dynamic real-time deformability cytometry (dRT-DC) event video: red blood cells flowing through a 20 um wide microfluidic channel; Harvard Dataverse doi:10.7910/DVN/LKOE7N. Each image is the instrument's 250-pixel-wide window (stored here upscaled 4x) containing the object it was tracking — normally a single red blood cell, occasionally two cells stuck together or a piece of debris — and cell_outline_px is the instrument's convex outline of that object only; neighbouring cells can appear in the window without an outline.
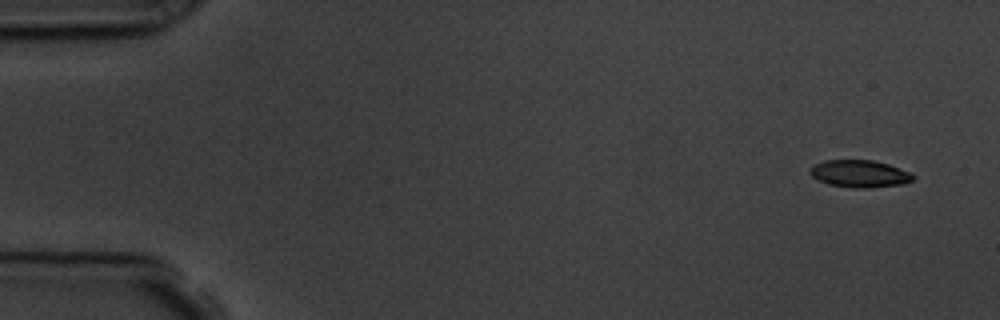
{"species": "common noctule bat (a hibernating species)", "species_latin": "Nyctalus noctula", "temperature_condition": "room temperature", "stored_images_in_passage": 5, "camera_frame_rate_fps": 3000, "um_per_image_px": 0.085, "animal": {"sex": "male", "body_mass_g": 19.5, "forearm_length_mm": 54.6}, "frame": {"image": 1, "passage_image": 1, "time_ms": 0.0, "image_size_px": [1000, 320], "cell_outline_px": [[916, 176], [912, 180], [904, 184], [868, 188], [852, 188], [828, 184], [816, 180], [808, 172], [808, 168], [824, 160], [872, 160], [888, 164], [912, 172]], "centroid_in_image_um": [73.06, 14.77], "position_along_channel_um": 11.9, "area_um2": 16.65}}
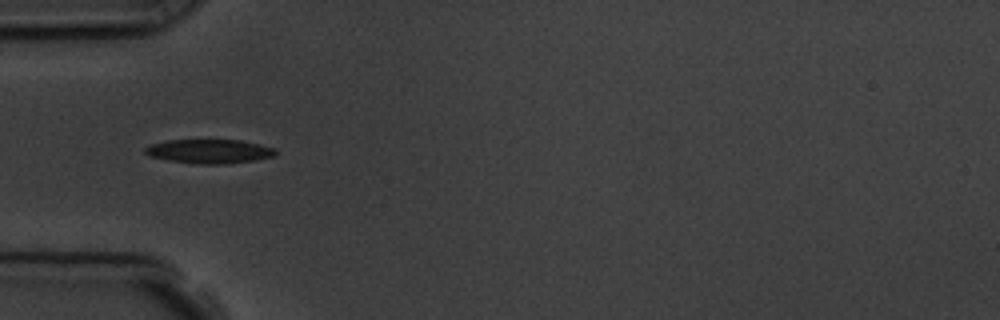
{"frame": {"image": 2, "passage_image": 5, "time_ms": 4.667, "image_size_px": [1000, 320], "cell_outline_px": [[276, 156], [256, 160], [228, 164], [196, 164], [168, 160], [148, 156], [144, 152], [144, 148], [148, 144], [168, 140], [240, 140], [260, 144], [276, 148]], "centroid_in_image_um": [17.79, 12.86], "position_along_channel_um": 67.2, "area_um2": 18.61}}